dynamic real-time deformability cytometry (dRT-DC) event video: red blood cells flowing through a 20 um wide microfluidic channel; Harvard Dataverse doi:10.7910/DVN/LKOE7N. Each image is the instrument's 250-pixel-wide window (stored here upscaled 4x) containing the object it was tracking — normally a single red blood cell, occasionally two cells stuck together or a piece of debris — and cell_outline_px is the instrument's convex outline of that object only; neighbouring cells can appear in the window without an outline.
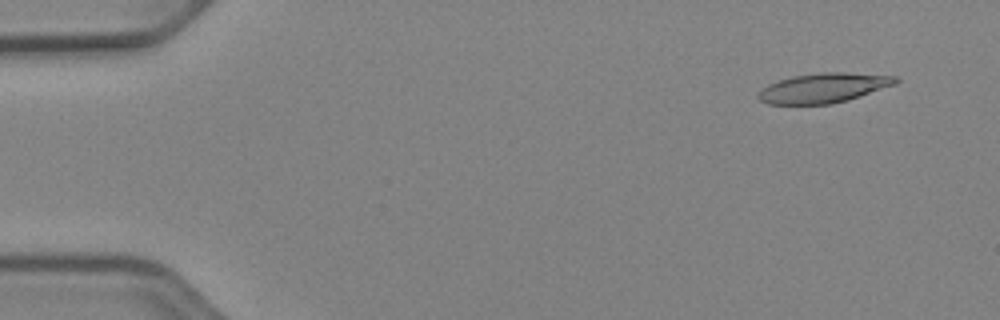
{"species": "Egyptian fruit bat (a non-hibernating species)", "species_latin": "Rousettus aegyptiacus", "temperature_condition": "cold", "stored_images_in_passage": 51, "camera_frame_rate_fps": 3000, "um_per_image_px": 0.085, "animal": {"sex": "female"}, "frame": {"image": 1, "passage_image": 4, "time_ms": 1.0, "image_size_px": [1000, 320], "cell_outline_px": [[900, 80], [896, 84], [848, 100], [832, 104], [768, 104], [760, 100], [756, 96], [768, 84], [776, 80], [792, 76], [820, 72], [844, 72], [896, 76]], "centroid_in_image_um": [70.0, 7.47], "position_along_channel_um": 15.0, "area_um2": 23.81}}
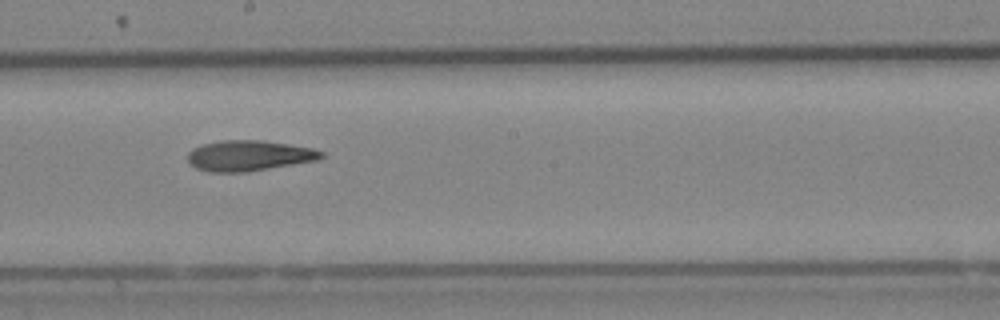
{"frame": {"image": 2, "passage_image": 29, "time_ms": 9.333, "image_size_px": [1000, 320], "cell_outline_px": [[324, 156], [320, 160], [244, 172], [208, 172], [196, 168], [188, 160], [188, 152], [192, 148], [200, 144], [220, 140], [264, 140], [312, 148], [324, 152]], "centroid_in_image_um": [21.16, 13.22], "position_along_channel_um": 227.0, "area_um2": 23.93}}
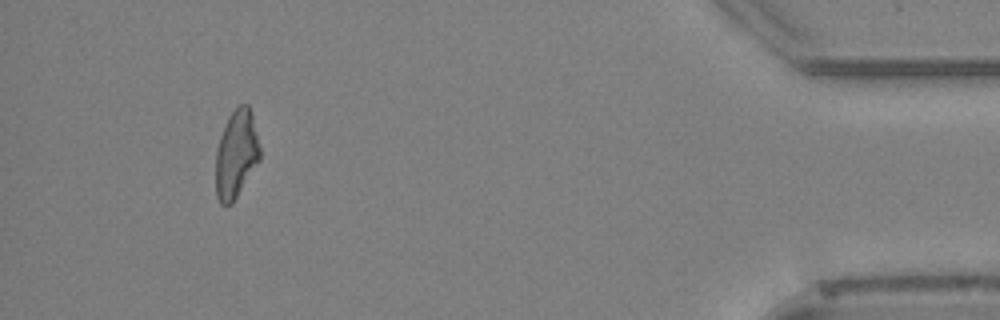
{"frame": {"image": 3, "passage_image": 48, "time_ms": 15.667, "image_size_px": [1000, 320], "cell_outline_px": [[260, 160], [232, 204], [220, 204], [216, 196], [216, 148], [220, 136], [228, 116], [240, 104], [248, 104], [252, 112], [260, 148]], "centroid_in_image_um": [20.08, 13.1], "position_along_channel_um": 415.1, "area_um2": 22.72}}